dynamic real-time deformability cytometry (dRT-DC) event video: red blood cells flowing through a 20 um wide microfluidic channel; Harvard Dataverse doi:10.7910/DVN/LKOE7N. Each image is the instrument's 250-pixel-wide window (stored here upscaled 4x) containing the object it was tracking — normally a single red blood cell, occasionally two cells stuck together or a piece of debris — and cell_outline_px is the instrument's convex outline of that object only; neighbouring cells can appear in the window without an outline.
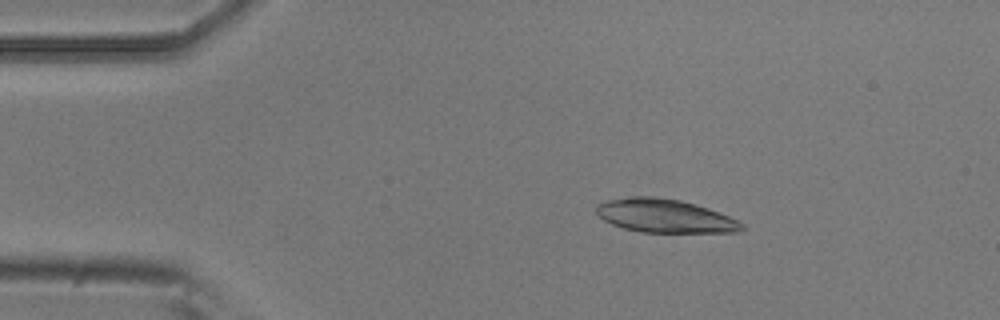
{"species": "common noctule bat (a hibernating species)", "species_latin": "Nyctalus noctula", "temperature_condition": "room temperature", "stored_images_in_passage": 3, "camera_frame_rate_fps": 3000, "um_per_image_px": 0.085, "animal": {"sex": "male", "body_mass_g": 20.5, "forearm_length_mm": 52.5}, "frame": {"image": 1, "passage_image": 2, "time_ms": 0.333, "image_size_px": [1000, 320], "cell_outline_px": [[744, 228], [740, 232], [640, 232], [624, 228], [612, 224], [604, 220], [596, 212], [596, 204], [604, 200], [632, 196], [652, 196], [680, 200], [696, 204], [708, 208], [728, 216], [744, 224]], "centroid_in_image_um": [56.48, 18.34], "position_along_channel_um": 28.5, "area_um2": 28.38}}